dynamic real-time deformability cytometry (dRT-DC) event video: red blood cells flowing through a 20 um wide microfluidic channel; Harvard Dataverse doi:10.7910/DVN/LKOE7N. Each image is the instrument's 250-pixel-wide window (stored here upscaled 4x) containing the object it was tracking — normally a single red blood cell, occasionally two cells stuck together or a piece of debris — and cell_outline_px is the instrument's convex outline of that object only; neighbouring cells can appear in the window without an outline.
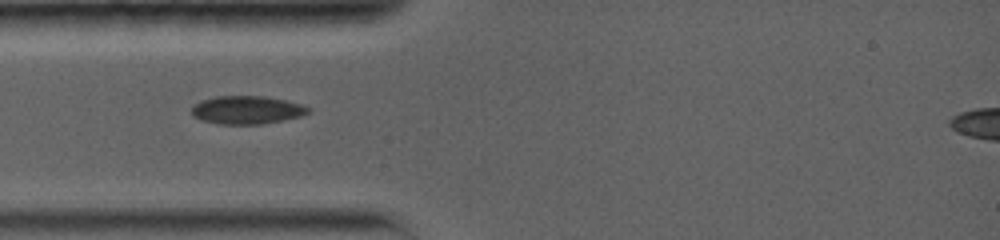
{"species": "common noctule bat (a hibernating species)", "species_latin": "Nyctalus noctula", "temperature_condition": "warm", "stored_images_in_passage": 63, "camera_frame_rate_fps": 5000, "um_per_image_px": 0.085, "animal": {"sex": "female", "body_mass_g": 19.0, "forearm_length_mm": 56.7}, "frame": {"image": 1, "passage_image": 1, "time_ms": 0.0, "image_size_px": [1000, 240], "cell_outline_px": [[312, 108], [308, 112], [300, 116], [260, 124], [220, 124], [200, 120], [192, 116], [192, 104], [200, 100], [216, 96], [264, 96], [284, 100], [300, 104]], "centroid_in_image_um": [20.91, 9.34], "position_along_channel_um": 64.1, "area_um2": 19.07}}
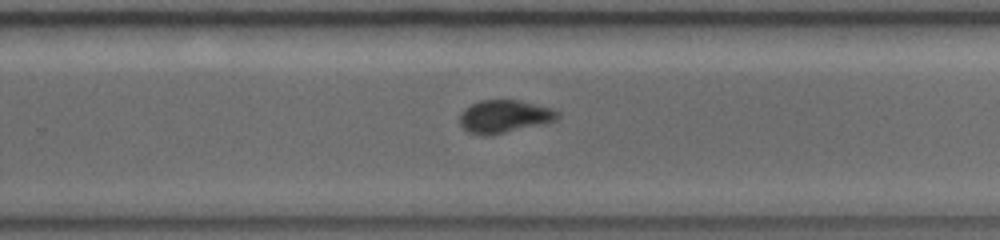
{"frame": {"image": 2, "passage_image": 25, "time_ms": 5.8, "image_size_px": [1000, 240], "cell_outline_px": [[560, 116], [556, 120], [540, 124], [488, 136], [484, 136], [468, 132], [460, 124], [460, 116], [464, 108], [480, 100], [520, 100], [552, 108], [560, 112]], "centroid_in_image_um": [42.87, 9.89], "position_along_channel_um": 286.9, "area_um2": 18.61}}
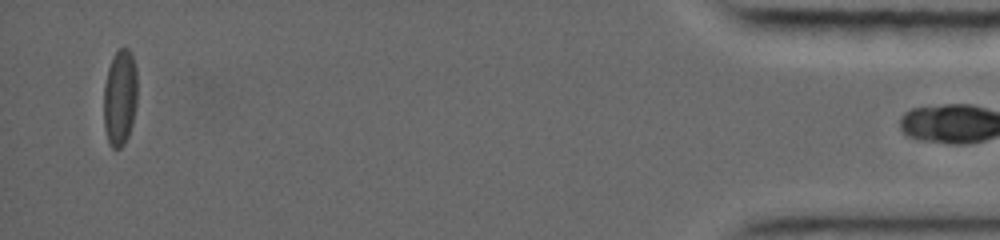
{"frame": {"image": 3, "passage_image": 61, "time_ms": 12.2, "image_size_px": [1000, 240], "cell_outline_px": [[136, 108], [132, 124], [128, 136], [124, 144], [120, 148], [112, 148], [108, 144], [104, 128], [104, 84], [108, 68], [112, 56], [120, 48], [128, 48], [132, 56], [136, 68]], "centroid_in_image_um": [10.18, 8.31], "position_along_channel_um": 425.0, "area_um2": 19.02}}